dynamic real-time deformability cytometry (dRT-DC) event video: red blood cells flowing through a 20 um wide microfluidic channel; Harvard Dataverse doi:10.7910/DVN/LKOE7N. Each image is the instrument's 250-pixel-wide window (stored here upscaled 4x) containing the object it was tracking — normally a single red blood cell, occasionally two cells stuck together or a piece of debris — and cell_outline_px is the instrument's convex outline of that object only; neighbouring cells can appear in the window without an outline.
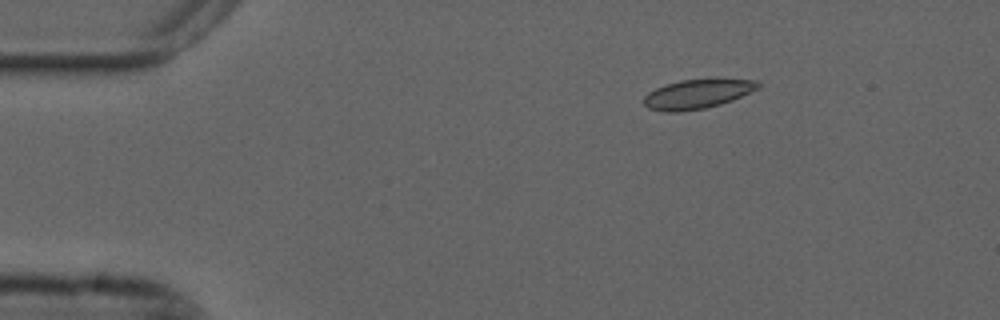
{"species": "common noctule bat (a hibernating species)", "species_latin": "Nyctalus noctula", "temperature_condition": "cold", "stored_images_in_passage": 48, "camera_frame_rate_fps": 3000, "um_per_image_px": 0.085, "animal": {"sex": "male", "forearm_length_mm": 52.5}, "frame": {"image": 1, "passage_image": 1, "time_ms": 0.0, "image_size_px": [1000, 320], "cell_outline_px": [[760, 88], [732, 100], [720, 104], [704, 108], [680, 112], [664, 112], [648, 108], [644, 104], [644, 96], [648, 92], [656, 88], [680, 80], [760, 80]], "centroid_in_image_um": [59.26, 8.01], "position_along_channel_um": 25.7, "area_um2": 19.19}}
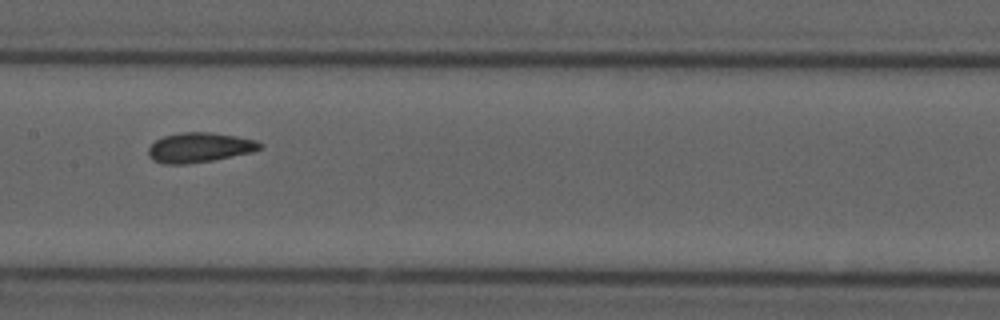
{"frame": {"image": 2, "passage_image": 20, "time_ms": 6.333, "image_size_px": [1000, 320], "cell_outline_px": [[264, 144], [260, 148], [252, 152], [212, 160], [188, 164], [164, 164], [152, 160], [148, 156], [148, 148], [156, 140], [164, 136], [180, 132], [208, 132], [236, 136], [256, 140]], "centroid_in_image_um": [16.93, 12.54], "position_along_channel_um": 190.5, "area_um2": 19.36}}
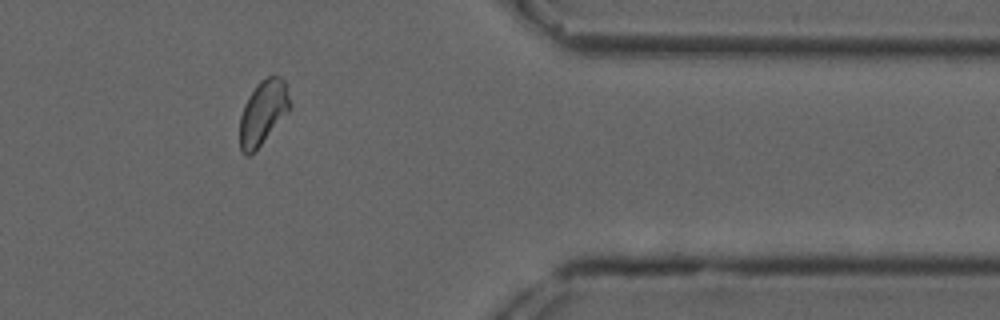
{"frame": {"image": 3, "passage_image": 38, "time_ms": 12.333, "image_size_px": [1000, 320], "cell_outline_px": [[292, 108], [256, 152], [248, 156], [244, 156], [240, 148], [240, 116], [244, 104], [248, 96], [256, 84], [260, 80], [268, 76], [280, 76], [284, 80], [292, 104]], "centroid_in_image_um": [22.37, 9.59], "position_along_channel_um": 389.0, "area_um2": 19.31}, "authors_computed_cell_mechanics": {"area_um2": 19.2185, "velocity_mm_per_s": 3.6643, "shape_relaxation_time_tau1_ms": 9.8417, "shape_relaxation_time_tau2_ms": 2.6692, "deformation_change_tau1": 0.1292, "deformation_change_tau2": 0.0516}}